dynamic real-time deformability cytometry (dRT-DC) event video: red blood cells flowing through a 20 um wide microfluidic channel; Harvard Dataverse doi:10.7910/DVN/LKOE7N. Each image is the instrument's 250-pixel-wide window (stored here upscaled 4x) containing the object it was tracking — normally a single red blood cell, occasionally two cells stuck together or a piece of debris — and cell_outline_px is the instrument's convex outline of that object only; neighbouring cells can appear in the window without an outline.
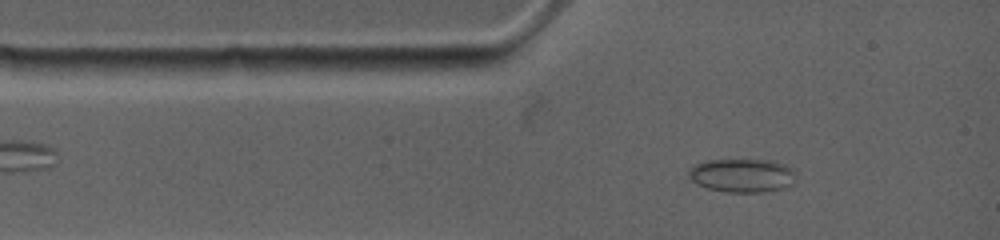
{"species": "common noctule bat (a hibernating species)", "species_latin": "Nyctalus noctula", "temperature_condition": "warm", "stored_images_in_passage": 50, "camera_frame_rate_fps": 4500, "um_per_image_px": 0.085, "animal": {"sex": "female", "body_mass_g": 19.0, "forearm_length_mm": 53.3}, "frame": {"image": 1, "passage_image": 5, "time_ms": 0.889, "image_size_px": [1000, 240], "cell_outline_px": [[792, 172], [788, 184], [780, 188], [760, 192], [728, 192], [708, 188], [696, 184], [688, 176], [688, 168], [692, 164], [708, 160], [772, 160], [784, 164], [792, 168]], "centroid_in_image_um": [62.94, 14.89], "position_along_channel_um": 22.1, "area_um2": 20.58}}
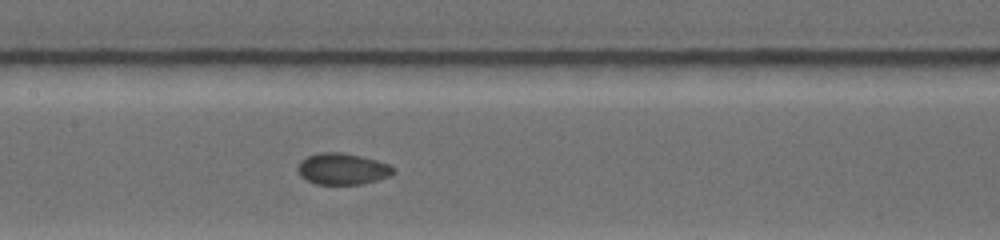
{"frame": {"image": 2, "passage_image": 25, "time_ms": 5.333, "image_size_px": [1000, 240], "cell_outline_px": [[396, 172], [388, 176], [364, 184], [316, 184], [300, 176], [296, 168], [300, 160], [316, 152], [340, 152], [360, 156], [392, 164], [396, 168]], "centroid_in_image_um": [29.12, 14.35], "position_along_channel_um": 178.3, "area_um2": 17.69}}
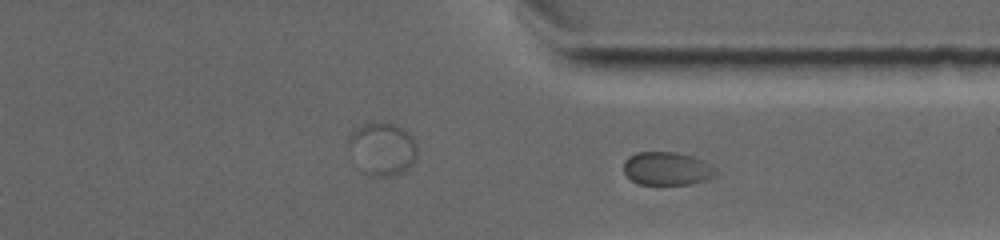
{"frame": {"image": 3, "passage_image": 45, "time_ms": 10.0, "image_size_px": [1000, 240], "cell_outline_px": [[716, 176], [708, 180], [692, 184], [636, 184], [624, 172], [624, 160], [628, 156], [636, 152], [676, 152], [692, 156], [704, 160], [716, 168]], "centroid_in_image_um": [56.72, 14.33], "position_along_channel_um": 354.7, "area_um2": 18.09}, "authors_computed_cell_mechanics": {"area_um2": 17.6868, "velocity_mm_per_s": 3.7768, "shape_relaxation_time_tau1_ms": 7.9943, "shape_relaxation_time_tau2_ms": null, "deformation_change_tau1": 0.0871, "deformation_change_tau2": null}}